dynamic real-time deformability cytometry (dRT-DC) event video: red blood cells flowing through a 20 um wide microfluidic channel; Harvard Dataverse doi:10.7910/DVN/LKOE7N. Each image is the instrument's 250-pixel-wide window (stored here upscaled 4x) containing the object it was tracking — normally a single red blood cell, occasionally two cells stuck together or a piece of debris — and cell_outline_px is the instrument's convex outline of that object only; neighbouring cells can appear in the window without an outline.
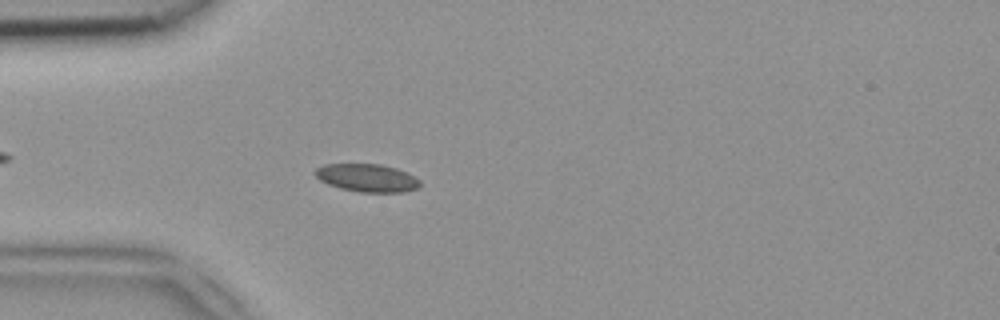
{"species": "common noctule bat (a hibernating species)", "species_latin": "Nyctalus noctula", "temperature_condition": "room temperature", "stored_images_in_passage": 42, "camera_frame_rate_fps": 3000, "um_per_image_px": 0.085, "animal": {"sex": "female", "body_mass_g": 18.4}, "frame": {"image": 1, "passage_image": 7, "time_ms": 2.0, "image_size_px": [1000, 320], "cell_outline_px": [[420, 184], [416, 188], [400, 192], [360, 192], [340, 188], [328, 184], [320, 180], [312, 172], [316, 168], [324, 164], [380, 164], [396, 168], [420, 180]], "centroid_in_image_um": [31.14, 15.11], "position_along_channel_um": 53.9, "area_um2": 16.88}}
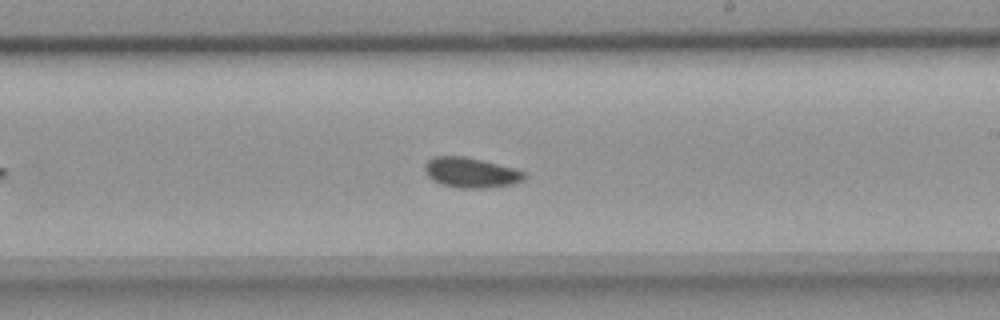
{"frame": {"image": 2, "passage_image": 22, "time_ms": 7.0, "image_size_px": [1000, 320], "cell_outline_px": [[528, 176], [524, 180], [512, 184], [484, 188], [460, 188], [440, 184], [432, 180], [428, 176], [424, 168], [424, 164], [428, 160], [436, 156], [464, 156], [512, 168], [524, 172]], "centroid_in_image_um": [40.0, 14.68], "position_along_channel_um": 249.0, "area_um2": 17.34}}
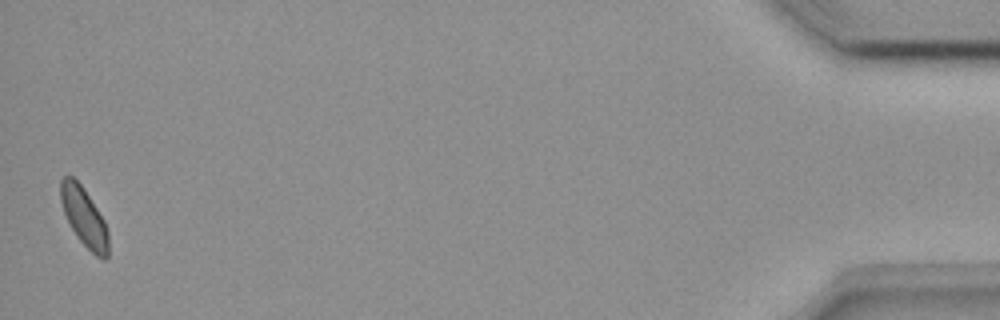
{"frame": {"image": 3, "passage_image": 42, "time_ms": 13.667, "image_size_px": [1000, 320], "cell_outline_px": [[108, 256], [104, 260], [96, 256], [80, 240], [72, 228], [64, 212], [60, 200], [60, 180], [64, 176], [72, 176], [80, 184], [104, 220], [108, 232]], "centroid_in_image_um": [7.14, 18.45], "position_along_channel_um": 428.1, "area_um2": 15.95}}